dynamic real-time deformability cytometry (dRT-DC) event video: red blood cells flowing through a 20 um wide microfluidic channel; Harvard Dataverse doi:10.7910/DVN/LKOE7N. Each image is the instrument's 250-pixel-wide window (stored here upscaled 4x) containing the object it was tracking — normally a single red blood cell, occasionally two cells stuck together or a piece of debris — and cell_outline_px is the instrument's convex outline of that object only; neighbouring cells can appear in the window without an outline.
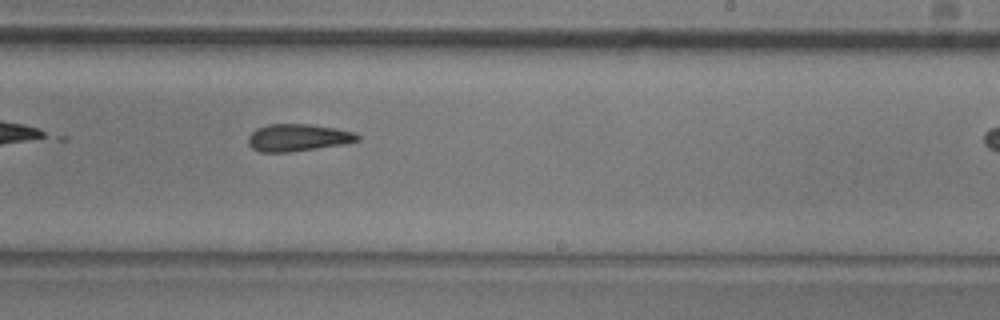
{"species": "common noctule bat (a hibernating species)", "species_latin": "Nyctalus noctula", "temperature_condition": "room temperature", "stored_images_in_passage": 21, "camera_frame_rate_fps": 3000, "um_per_image_px": 0.085, "animal": {"sex": "male", "body_mass_g": 20.5, "forearm_length_mm": 52.5}, "frame": {"image": 1, "passage_image": 17, "time_ms": 5.333, "image_size_px": [1000, 320], "cell_outline_px": [[360, 140], [344, 144], [292, 152], [260, 152], [252, 148], [248, 144], [248, 136], [256, 128], [268, 124], [312, 124], [336, 128], [356, 132], [360, 136]], "centroid_in_image_um": [25.33, 11.69], "position_along_channel_um": 263.7, "area_um2": 17.57}}